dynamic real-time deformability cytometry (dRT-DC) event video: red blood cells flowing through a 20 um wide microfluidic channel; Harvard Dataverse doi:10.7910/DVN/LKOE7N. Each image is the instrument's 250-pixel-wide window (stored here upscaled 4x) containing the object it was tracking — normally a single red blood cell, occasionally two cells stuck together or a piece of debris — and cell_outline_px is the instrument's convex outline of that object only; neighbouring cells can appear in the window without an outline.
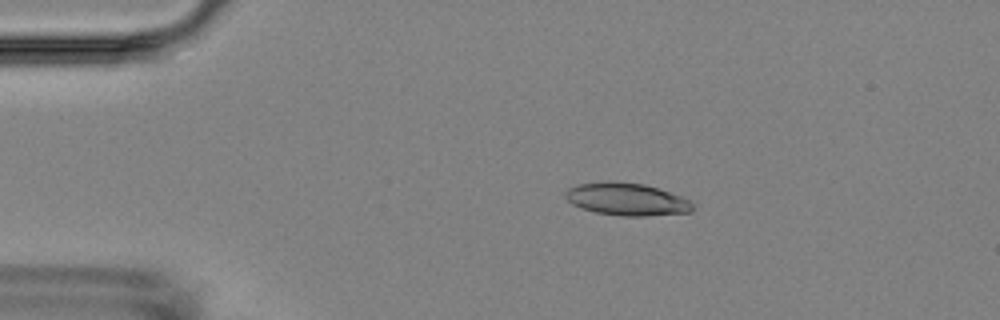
{"species": "Egyptian fruit bat (a non-hibernating species)", "species_latin": "Rousettus aegyptiacus", "temperature_condition": "room temperature", "stored_images_in_passage": 3, "camera_frame_rate_fps": 3000, "um_per_image_px": 0.085, "animal": {"sex": "female"}, "frame": {"image": 1, "passage_image": 2, "time_ms": 1.667, "image_size_px": [1000, 320], "cell_outline_px": [[696, 204], [692, 212], [648, 216], [620, 216], [596, 212], [580, 208], [572, 204], [564, 196], [564, 192], [568, 188], [580, 184], [608, 180], [644, 184], [692, 200]], "centroid_in_image_um": [53.29, 16.94], "position_along_channel_um": 31.7, "area_um2": 24.39}}